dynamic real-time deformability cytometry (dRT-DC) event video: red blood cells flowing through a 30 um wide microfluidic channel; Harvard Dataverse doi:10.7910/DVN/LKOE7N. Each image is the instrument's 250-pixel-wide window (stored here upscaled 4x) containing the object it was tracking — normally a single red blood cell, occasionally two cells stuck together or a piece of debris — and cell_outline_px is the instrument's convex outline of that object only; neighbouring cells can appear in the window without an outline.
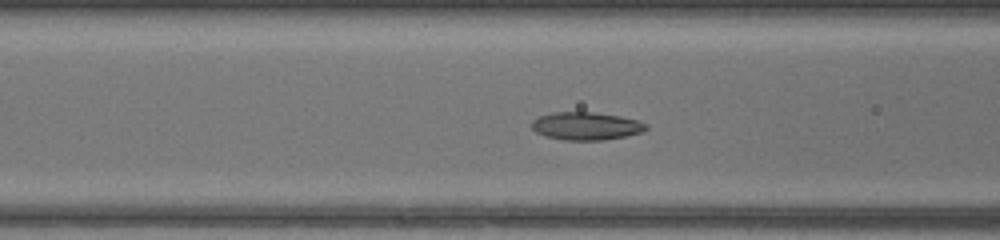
{"species": "common noctule bat (a hibernating species)", "species_latin": "Nyctalus noctula", "temperature_condition": "warm", "stored_images_in_passage": 48, "camera_frame_rate_fps": 3000, "um_per_image_px": 0.085, "animal": {"sex": "female", "body_mass_g": 17.0, "forearm_length_mm": 48.0}, "frame": {"image": 1, "passage_image": 18, "time_ms": 5.667, "image_size_px": [1000, 240], "cell_outline_px": [[648, 128], [640, 132], [624, 136], [604, 140], [564, 140], [544, 136], [536, 132], [532, 128], [532, 120], [540, 116], [552, 112], [592, 112], [620, 116], [640, 120], [648, 124]], "centroid_in_image_um": [49.82, 10.71], "position_along_channel_um": 116.8, "area_um2": 18.61}}
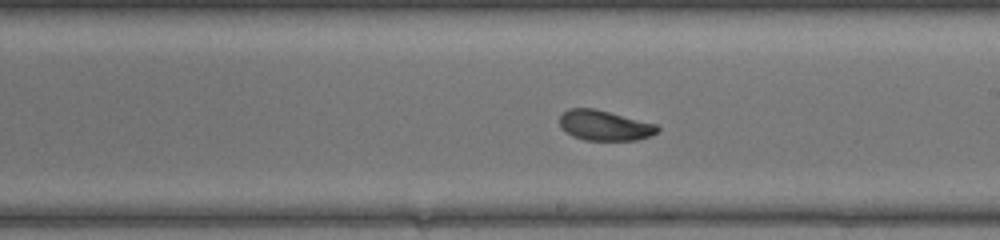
{"frame": {"image": 2, "passage_image": 27, "time_ms": 8.667, "image_size_px": [1000, 240], "cell_outline_px": [[660, 128], [656, 132], [648, 136], [636, 140], [584, 140], [572, 136], [560, 128], [560, 116], [568, 108], [592, 108], [656, 124]], "centroid_in_image_um": [51.34, 10.67], "position_along_channel_um": 237.7, "area_um2": 16.99}}
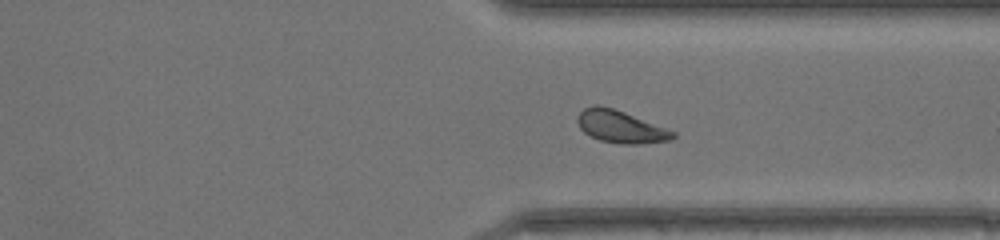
{"frame": {"image": 3, "passage_image": 36, "time_ms": 11.667, "image_size_px": [1000, 240], "cell_outline_px": [[676, 136], [672, 140], [640, 144], [620, 144], [600, 140], [584, 132], [580, 128], [576, 120], [576, 116], [584, 108], [596, 104], [600, 104], [624, 112], [676, 132]], "centroid_in_image_um": [52.73, 10.77], "position_along_channel_um": 358.7, "area_um2": 17.98}}